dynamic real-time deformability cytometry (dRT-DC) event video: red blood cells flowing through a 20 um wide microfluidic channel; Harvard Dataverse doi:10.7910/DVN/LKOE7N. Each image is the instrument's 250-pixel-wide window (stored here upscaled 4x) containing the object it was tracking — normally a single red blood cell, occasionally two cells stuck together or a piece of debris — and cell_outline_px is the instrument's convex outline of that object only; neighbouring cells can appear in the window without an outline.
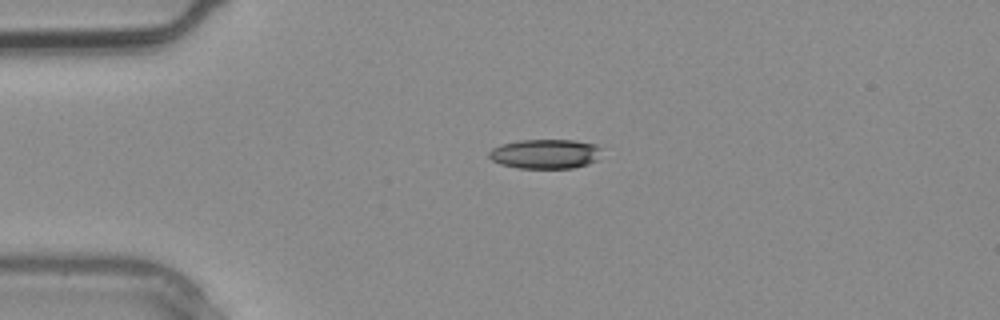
{"species": "common noctule bat (a hibernating species)", "species_latin": "Nyctalus noctula", "temperature_condition": "warm", "stored_images_in_passage": 1, "camera_frame_rate_fps": 3000, "um_per_image_px": 0.085, "animal": {"sex": "male", "body_mass_g": 20.4}, "frame": {"image": 1, "passage_image": 1, "time_ms": 0.0, "image_size_px": [1000, 320], "cell_outline_px": [[600, 148], [596, 160], [588, 164], [572, 168], [516, 168], [500, 164], [492, 160], [488, 156], [488, 152], [492, 148], [500, 144], [520, 140], [572, 140], [596, 144]], "centroid_in_image_um": [46.29, 13.08], "position_along_channel_um": 38.7, "area_um2": 19.36}}